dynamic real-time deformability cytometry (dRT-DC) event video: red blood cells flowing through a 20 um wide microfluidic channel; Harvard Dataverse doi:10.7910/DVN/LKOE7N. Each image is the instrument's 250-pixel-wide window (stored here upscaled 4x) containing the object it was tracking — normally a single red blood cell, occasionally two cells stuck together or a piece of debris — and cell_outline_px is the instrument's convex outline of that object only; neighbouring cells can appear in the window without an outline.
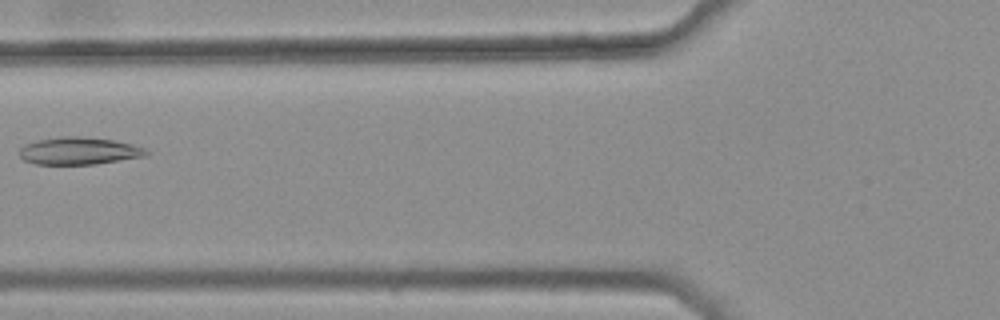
{"species": "common noctule bat (a hibernating species)", "species_latin": "Nyctalus noctula", "temperature_condition": "warm", "stored_images_in_passage": 5, "camera_frame_rate_fps": 3000, "um_per_image_px": 0.085, "animal": {"sex": "female", "body_mass_g": 25.1}, "frame": {"image": 1, "passage_image": 4, "time_ms": 1.0, "image_size_px": [1000, 320], "cell_outline_px": [[152, 152], [148, 156], [96, 164], [36, 164], [24, 160], [20, 156], [20, 148], [24, 144], [36, 140], [64, 136], [76, 136], [112, 140], [132, 144], [144, 148]], "centroid_in_image_um": [6.74, 12.83], "position_along_channel_um": 119.1, "area_um2": 20.29}}
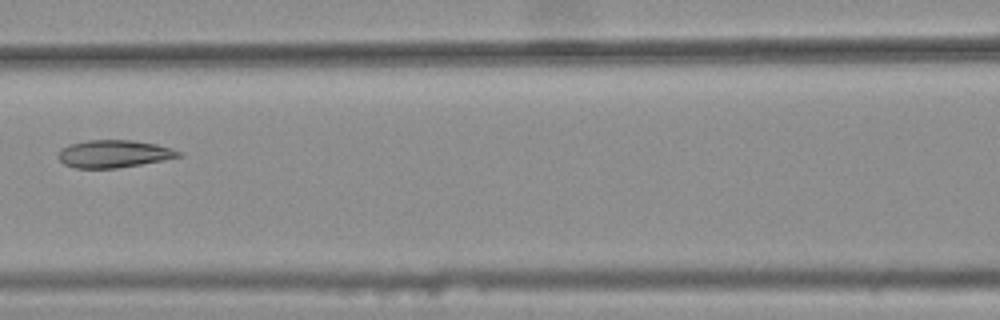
{"frame": {"image": 2, "passage_image": 5, "time_ms": 1.333, "image_size_px": [1000, 320], "cell_outline_px": [[184, 156], [140, 164], [116, 168], [76, 168], [64, 164], [56, 156], [60, 148], [68, 144], [88, 140], [132, 140], [156, 144], [172, 148], [180, 152]], "centroid_in_image_um": [9.64, 13.07], "position_along_channel_um": 157.0, "area_um2": 19.36}}